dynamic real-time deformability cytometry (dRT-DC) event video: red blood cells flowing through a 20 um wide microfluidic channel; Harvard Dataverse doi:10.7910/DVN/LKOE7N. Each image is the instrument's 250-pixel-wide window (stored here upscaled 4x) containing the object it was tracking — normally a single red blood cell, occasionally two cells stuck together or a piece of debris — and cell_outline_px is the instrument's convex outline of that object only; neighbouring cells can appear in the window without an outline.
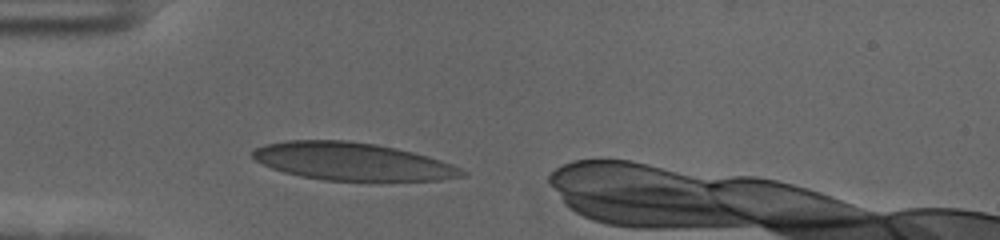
{"species": "human", "species_latin": "Homo sapiens", "temperature_condition": "cold", "stored_images_in_passage": 32, "camera_frame_rate_fps": 3000, "um_per_image_px": 0.085, "donor": {"sex": "female"}, "frame": {"image": 1, "passage_image": 1, "time_ms": 0.0, "image_size_px": [1000, 240], "cell_outline_px": [[468, 172], [460, 176], [440, 180], [380, 184], [324, 180], [300, 176], [284, 172], [272, 168], [256, 160], [252, 156], [252, 152], [256, 148], [268, 144], [288, 140], [348, 140], [376, 144], [396, 148], [428, 156], [452, 164]], "centroid_in_image_um": [30.03, 13.78], "position_along_channel_um": 55.0, "area_um2": 47.22}}
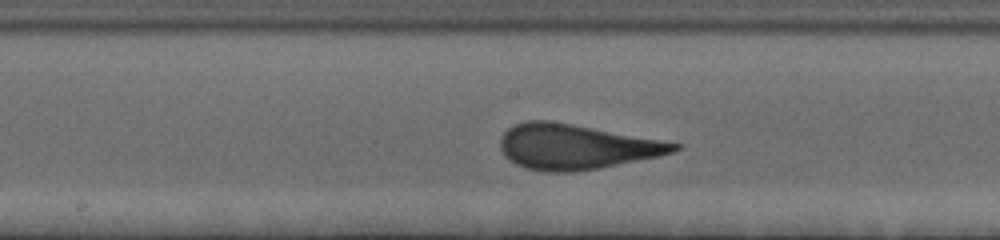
{"frame": {"image": 2, "passage_image": 14, "time_ms": 4.333, "image_size_px": [1000, 240], "cell_outline_px": [[680, 148], [672, 152], [660, 156], [596, 168], [572, 172], [544, 172], [524, 168], [508, 160], [504, 156], [500, 148], [500, 136], [512, 124], [524, 120], [548, 120], [572, 124], [660, 140], [680, 144]], "centroid_in_image_um": [48.85, 12.47], "position_along_channel_um": 199.3, "area_um2": 45.43}}
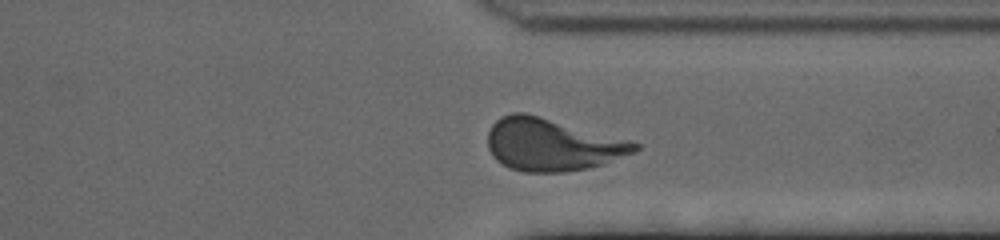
{"frame": {"image": 3, "passage_image": 28, "time_ms": 9.0, "image_size_px": [1000, 240], "cell_outline_px": [[640, 148], [632, 152], [604, 164], [588, 168], [564, 172], [524, 172], [512, 168], [496, 160], [492, 156], [488, 148], [488, 132], [492, 124], [500, 116], [512, 112], [524, 112], [628, 140], [640, 144]], "centroid_in_image_um": [46.87, 12.29], "position_along_channel_um": 364.5, "area_um2": 44.45}, "authors_computed_cell_mechanics": {"area_um2": 44.3904, "velocity_mm_per_s": 3.546, "shape_relaxation_time_tau1_ms": 5.9662, "shape_relaxation_time_tau2_ms": null, "deformation_change_tau1": 0.2073, "deformation_change_tau2": null}}